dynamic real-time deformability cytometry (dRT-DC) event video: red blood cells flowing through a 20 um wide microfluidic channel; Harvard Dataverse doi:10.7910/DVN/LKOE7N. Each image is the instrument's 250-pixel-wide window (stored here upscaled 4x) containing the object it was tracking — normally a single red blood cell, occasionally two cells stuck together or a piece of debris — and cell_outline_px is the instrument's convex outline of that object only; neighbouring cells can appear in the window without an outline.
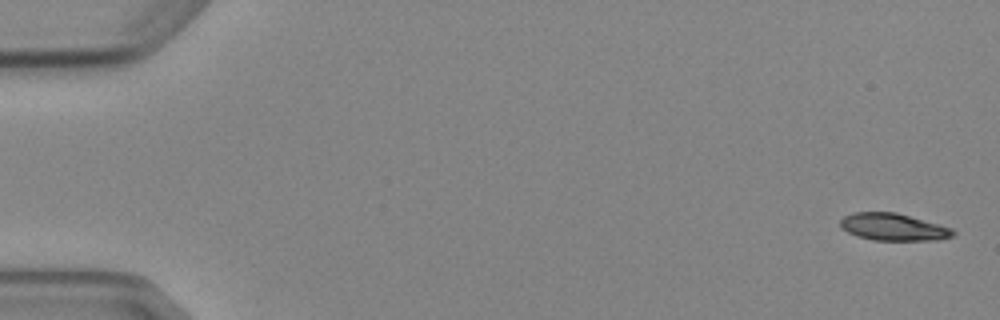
{"species": "Egyptian fruit bat (a non-hibernating species)", "species_latin": "Rousettus aegyptiacus", "temperature_condition": "cold", "stored_images_in_passage": 6, "camera_frame_rate_fps": 3000, "um_per_image_px": 0.085, "animal": {"sex": "female"}, "frame": {"image": 1, "passage_image": 1, "time_ms": 0.0, "image_size_px": [1000, 320], "cell_outline_px": [[956, 232], [952, 236], [940, 240], [872, 240], [856, 236], [840, 228], [840, 220], [844, 216], [852, 212], [896, 212], [952, 228]], "centroid_in_image_um": [75.9, 19.3], "position_along_channel_um": 9.1, "area_um2": 17.92}}
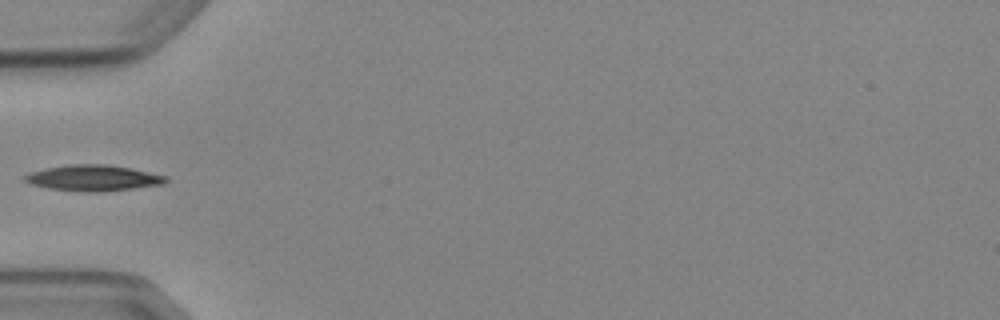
{"frame": {"image": 2, "passage_image": 5, "time_ms": 5.667, "image_size_px": [1000, 320], "cell_outline_px": [[168, 180], [164, 184], [100, 192], [80, 192], [48, 188], [28, 184], [20, 176], [28, 172], [44, 168], [68, 164], [108, 164], [168, 176]], "centroid_in_image_um": [7.83, 15.13], "position_along_channel_um": 77.2, "area_um2": 21.56}}
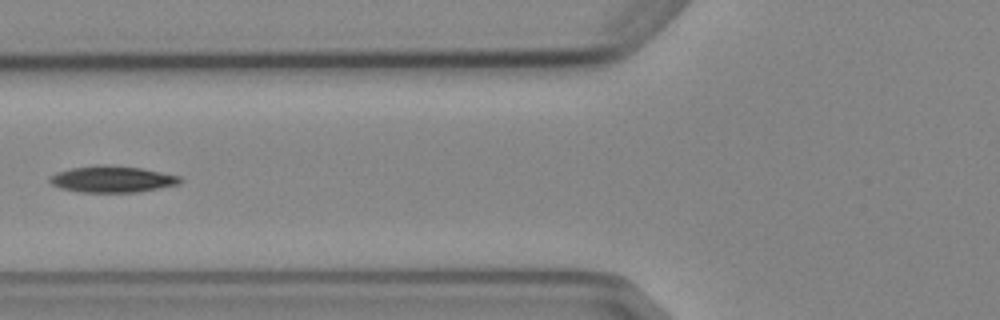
{"frame": {"image": 3, "passage_image": 6, "time_ms": 6.667, "image_size_px": [1000, 320], "cell_outline_px": [[184, 180], [180, 184], [140, 192], [80, 192], [60, 188], [52, 184], [48, 180], [56, 172], [72, 168], [96, 164], [140, 168], [180, 176]], "centroid_in_image_um": [9.56, 15.24], "position_along_channel_um": 116.2, "area_um2": 20.06}}